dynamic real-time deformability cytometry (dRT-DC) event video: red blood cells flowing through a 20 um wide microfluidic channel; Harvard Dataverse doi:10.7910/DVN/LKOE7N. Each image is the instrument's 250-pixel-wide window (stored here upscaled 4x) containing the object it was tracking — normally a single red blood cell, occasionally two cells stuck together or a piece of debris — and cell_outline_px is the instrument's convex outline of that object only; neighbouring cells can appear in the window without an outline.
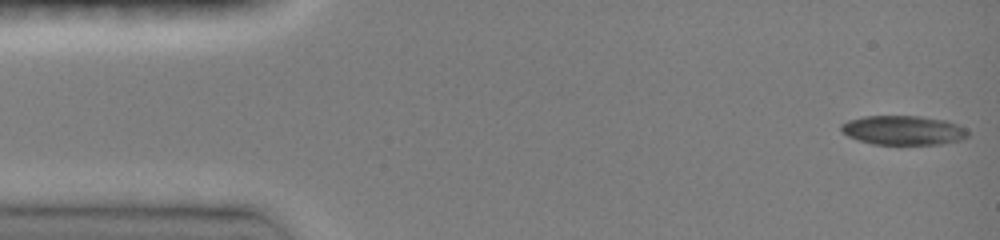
{"species": "common noctule bat (a hibernating species)", "species_latin": "Nyctalus noctula", "temperature_condition": "room temperature", "stored_images_in_passage": 70, "camera_frame_rate_fps": 3000, "um_per_image_px": 0.085, "animal": {"sex": "female", "body_mass_g": 19.0, "forearm_length_mm": 51.5}, "frame": {"image": 1, "passage_image": 1, "time_ms": 0.0, "image_size_px": [1000, 240], "cell_outline_px": [[968, 136], [960, 140], [940, 144], [872, 144], [848, 136], [840, 132], [840, 124], [848, 120], [864, 116], [920, 116], [944, 120], [956, 124], [964, 128], [968, 132]], "centroid_in_image_um": [76.73, 11.07], "position_along_channel_um": 8.3, "area_um2": 21.56}}
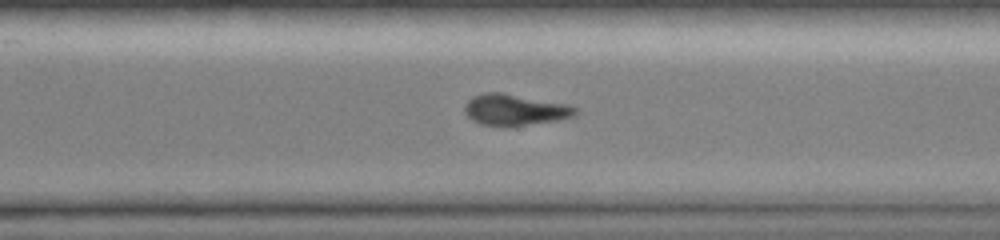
{"frame": {"image": 2, "passage_image": 52, "time_ms": 10.667, "image_size_px": [1000, 240], "cell_outline_px": [[580, 108], [576, 116], [560, 120], [512, 128], [504, 128], [480, 124], [472, 120], [464, 112], [464, 104], [472, 96], [484, 92], [504, 92], [568, 104]], "centroid_in_image_um": [43.79, 9.36], "position_along_channel_um": 326.8, "area_um2": 21.15}}
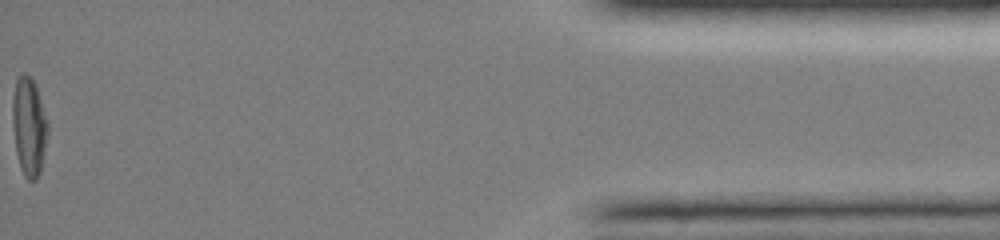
{"frame": {"image": 3, "passage_image": 70, "time_ms": 15.333, "image_size_px": [1000, 240], "cell_outline_px": [[48, 132], [40, 172], [36, 180], [28, 180], [24, 176], [20, 168], [16, 152], [12, 124], [12, 100], [16, 76], [20, 72], [24, 72], [32, 76], [48, 124]], "centroid_in_image_um": [2.44, 10.72], "position_along_channel_um": 432.8, "area_um2": 20.4}, "authors_computed_cell_mechanics": {"area_um2": 21.7906, "velocity_mm_per_s": 4.0652, "shape_relaxation_time_tau1_ms": 7.4984, "shape_relaxation_time_tau2_ms": null, "deformation_change_tau1": 0.2106, "deformation_change_tau2": null}}